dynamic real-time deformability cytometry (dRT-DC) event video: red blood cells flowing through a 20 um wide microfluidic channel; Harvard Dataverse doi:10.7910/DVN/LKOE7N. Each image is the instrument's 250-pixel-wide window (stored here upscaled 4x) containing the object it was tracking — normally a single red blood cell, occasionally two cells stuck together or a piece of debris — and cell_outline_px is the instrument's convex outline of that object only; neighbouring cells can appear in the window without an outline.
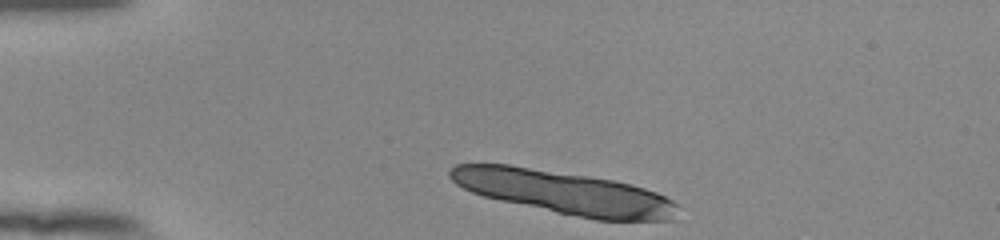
{"species": "human", "species_latin": "Homo sapiens", "temperature_condition": "room temperature", "stored_images_in_passage": 7, "camera_frame_rate_fps": 3000, "um_per_image_px": 0.085, "donor": {"sex": "female"}, "frame": {"image": 1, "passage_image": 1, "time_ms": 0.0, "image_size_px": [1000, 240], "cell_outline_px": [[676, 204], [672, 220], [596, 220], [556, 212], [500, 200], [484, 196], [472, 192], [456, 184], [448, 176], [448, 172], [456, 164], [512, 164], [588, 176], [612, 180], [632, 184], [656, 192], [672, 200]], "centroid_in_image_um": [47.91, 16.34], "position_along_channel_um": 37.1, "area_um2": 56.88}}